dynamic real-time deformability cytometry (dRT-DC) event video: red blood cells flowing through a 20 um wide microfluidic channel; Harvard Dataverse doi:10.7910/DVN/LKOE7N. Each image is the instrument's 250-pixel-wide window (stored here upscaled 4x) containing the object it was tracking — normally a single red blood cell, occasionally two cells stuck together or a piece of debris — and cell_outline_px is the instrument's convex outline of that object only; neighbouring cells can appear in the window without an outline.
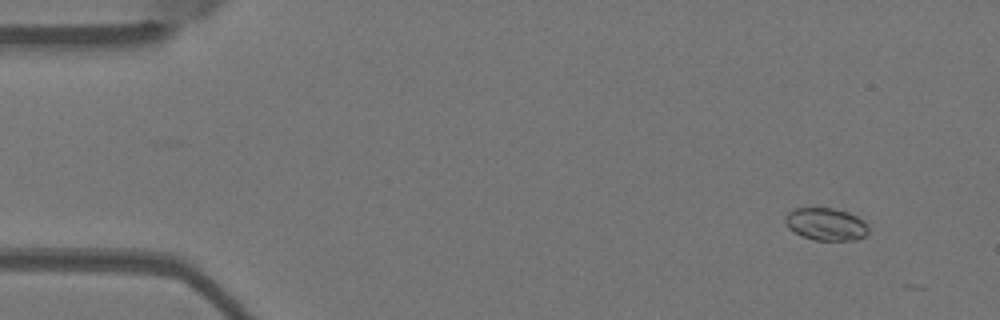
{"species": "Egyptian fruit bat (a non-hibernating species)", "species_latin": "Rousettus aegyptiacus", "temperature_condition": "warm", "stored_images_in_passage": 4, "camera_frame_rate_fps": 3000, "um_per_image_px": 0.085, "animal": {"sex": "female"}, "frame": {"image": 1, "passage_image": 1, "time_ms": 0.0, "image_size_px": [1000, 320], "cell_outline_px": [[868, 232], [864, 236], [856, 240], [816, 240], [804, 236], [788, 228], [784, 220], [784, 216], [792, 208], [832, 208], [848, 212], [864, 220], [868, 228]], "centroid_in_image_um": [70.2, 19.04], "position_along_channel_um": 14.8, "area_um2": 15.72}}
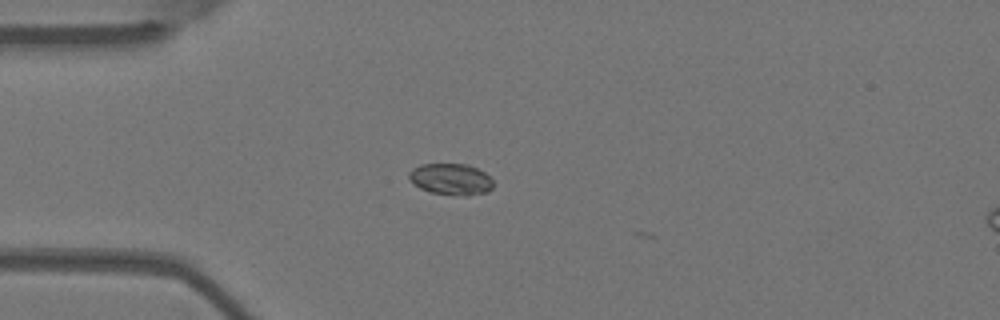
{"frame": {"image": 2, "passage_image": 3, "time_ms": 0.667, "image_size_px": [1000, 320], "cell_outline_px": [[492, 188], [488, 192], [468, 196], [464, 196], [428, 192], [420, 188], [408, 176], [408, 172], [412, 168], [420, 164], [468, 164], [484, 172], [492, 180]], "centroid_in_image_um": [38.33, 15.23], "position_along_channel_um": 46.7, "area_um2": 15.43}}